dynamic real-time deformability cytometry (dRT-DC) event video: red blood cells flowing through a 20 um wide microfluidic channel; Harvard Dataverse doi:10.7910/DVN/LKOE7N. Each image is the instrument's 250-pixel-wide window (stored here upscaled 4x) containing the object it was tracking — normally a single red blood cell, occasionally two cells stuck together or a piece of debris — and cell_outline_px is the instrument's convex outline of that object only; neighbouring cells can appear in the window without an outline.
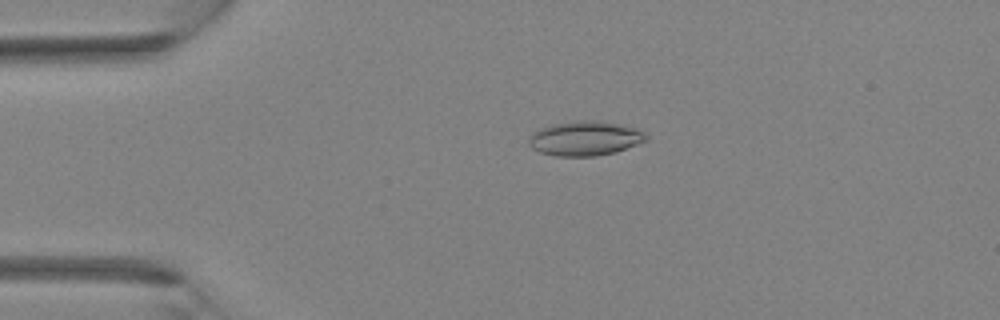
{"species": "Egyptian fruit bat (a non-hibernating species)", "species_latin": "Rousettus aegyptiacus", "temperature_condition": "room temperature", "stored_images_in_passage": 34, "camera_frame_rate_fps": 3000, "um_per_image_px": 0.085, "animal": {"sex": "female"}, "frame": {"image": 1, "passage_image": 5, "time_ms": 1.333, "image_size_px": [1000, 320], "cell_outline_px": [[648, 140], [616, 152], [596, 156], [556, 156], [540, 152], [532, 148], [528, 144], [528, 136], [532, 132], [540, 128], [552, 124], [580, 120], [588, 120], [620, 124], [636, 128], [644, 132], [648, 136]], "centroid_in_image_um": [49.71, 11.77], "position_along_channel_um": 35.3, "area_um2": 23.7}}
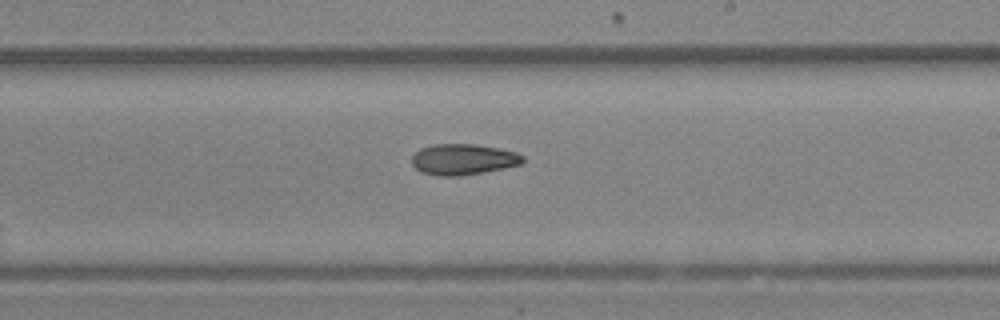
{"frame": {"image": 2, "passage_image": 19, "time_ms": 6.0, "image_size_px": [1000, 320], "cell_outline_px": [[524, 160], [520, 164], [460, 176], [436, 176], [420, 172], [412, 164], [412, 156], [420, 148], [432, 144], [472, 144], [496, 148], [516, 152], [524, 156]], "centroid_in_image_um": [39.31, 13.54], "position_along_channel_um": 249.7, "area_um2": 19.77}}
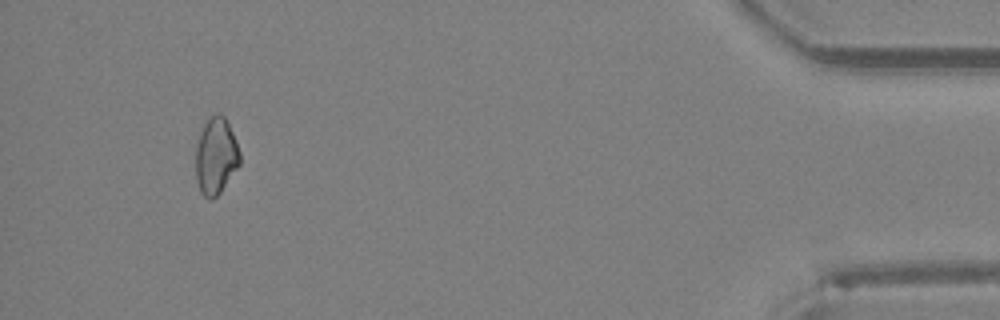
{"frame": {"image": 3, "passage_image": 32, "time_ms": 10.333, "image_size_px": [1000, 320], "cell_outline_px": [[240, 164], [220, 192], [212, 200], [208, 200], [200, 192], [196, 180], [196, 144], [200, 132], [204, 124], [216, 112], [220, 112], [224, 116], [236, 140], [240, 152]], "centroid_in_image_um": [18.34, 13.27], "position_along_channel_um": 416.9, "area_um2": 19.77}}